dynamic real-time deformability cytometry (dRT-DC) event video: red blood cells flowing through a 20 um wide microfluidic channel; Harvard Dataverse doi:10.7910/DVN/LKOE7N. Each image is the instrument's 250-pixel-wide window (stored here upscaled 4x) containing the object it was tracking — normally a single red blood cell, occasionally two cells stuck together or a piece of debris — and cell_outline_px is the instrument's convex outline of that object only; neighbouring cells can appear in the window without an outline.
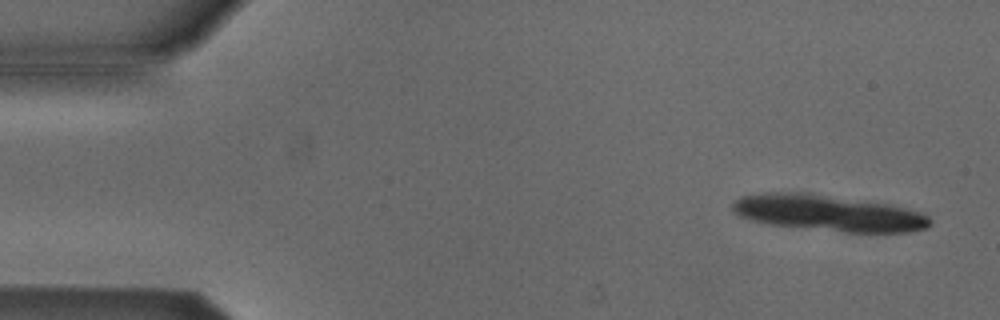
{"species": "Egyptian fruit bat (a non-hibernating species)", "species_latin": "Rousettus aegyptiacus", "temperature_condition": "cold", "stored_images_in_passage": 4, "camera_frame_rate_fps": 3000, "um_per_image_px": 0.085, "animal": {"sex": "male"}, "frame": {"image": 1, "passage_image": 1, "time_ms": 0.0, "image_size_px": [1000, 320], "cell_outline_px": [[932, 224], [928, 228], [908, 232], [844, 232], [772, 224], [752, 220], [736, 216], [732, 212], [732, 204], [740, 196], [764, 192], [812, 192], [888, 204], [920, 212], [928, 216], [932, 220]], "centroid_in_image_um": [70.39, 18.09], "position_along_channel_um": 14.6, "area_um2": 41.85}}